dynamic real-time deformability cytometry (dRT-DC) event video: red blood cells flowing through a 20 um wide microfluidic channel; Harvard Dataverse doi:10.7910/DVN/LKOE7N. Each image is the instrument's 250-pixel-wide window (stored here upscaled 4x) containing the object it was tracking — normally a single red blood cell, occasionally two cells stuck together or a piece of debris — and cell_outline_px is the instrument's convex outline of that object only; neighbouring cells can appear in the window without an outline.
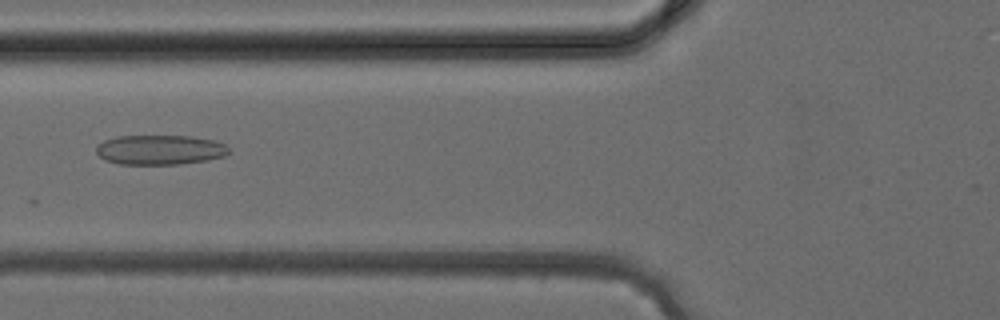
{"species": "common noctule bat (a hibernating species)", "species_latin": "Nyctalus noctula", "temperature_condition": "cold", "stored_images_in_passage": 30, "camera_frame_rate_fps": 3000, "um_per_image_px": 0.085, "animal": {"sex": "female", "body_mass_g": 24.6, "forearm_length_mm": 56.2}, "frame": {"image": 1, "passage_image": 7, "time_ms": 2.0, "image_size_px": [1000, 320], "cell_outline_px": [[232, 152], [224, 156], [208, 160], [180, 164], [120, 164], [104, 160], [96, 152], [96, 148], [104, 140], [116, 136], [192, 136], [216, 140], [224, 144]], "centroid_in_image_um": [13.63, 12.73], "position_along_channel_um": 112.2, "area_um2": 23.12}}
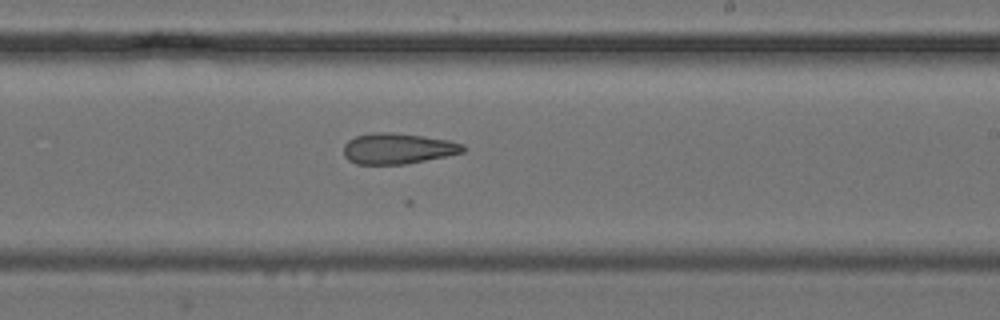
{"frame": {"image": 2, "passage_image": 15, "time_ms": 4.667, "image_size_px": [1000, 320], "cell_outline_px": [[464, 152], [448, 156], [408, 164], [356, 164], [348, 160], [344, 156], [344, 144], [348, 140], [356, 136], [372, 132], [392, 132], [448, 140], [464, 144]], "centroid_in_image_um": [33.8, 12.63], "position_along_channel_um": 255.2, "area_um2": 21.5}}
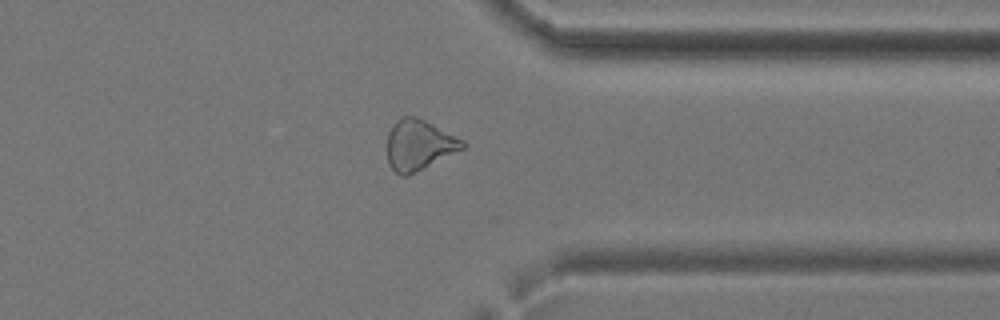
{"frame": {"image": 3, "passage_image": 22, "time_ms": 7.0, "image_size_px": [1000, 320], "cell_outline_px": [[468, 144], [464, 148], [408, 176], [404, 176], [396, 172], [388, 164], [388, 132], [392, 124], [396, 120], [404, 116], [416, 116], [464, 140]], "centroid_in_image_um": [35.61, 12.31], "position_along_channel_um": 375.8, "area_um2": 22.02}}